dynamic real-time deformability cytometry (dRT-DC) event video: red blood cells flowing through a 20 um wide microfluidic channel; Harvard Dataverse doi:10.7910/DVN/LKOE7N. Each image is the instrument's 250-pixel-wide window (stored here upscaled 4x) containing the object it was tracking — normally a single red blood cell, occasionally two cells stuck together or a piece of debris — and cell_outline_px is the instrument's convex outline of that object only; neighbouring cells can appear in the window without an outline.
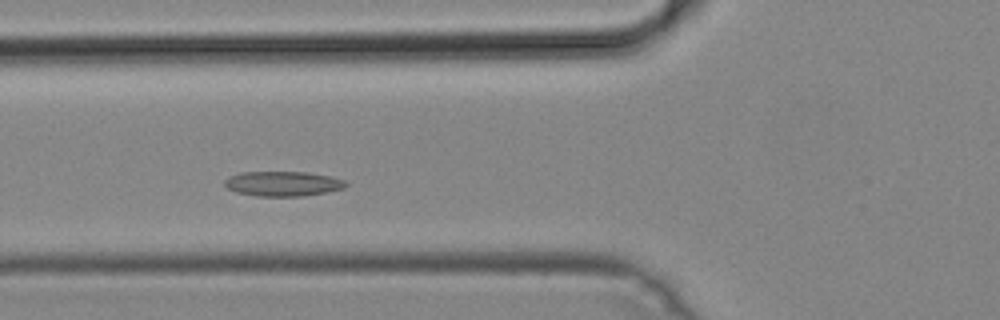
{"species": "common noctule bat (a hibernating species)", "species_latin": "Nyctalus noctula", "temperature_condition": "cold", "stored_images_in_passage": 36, "camera_frame_rate_fps": 3000, "um_per_image_px": 0.085, "animal": {"sex": "male", "body_mass_g": 19.2, "forearm_length_mm": 51.8}, "frame": {"image": 1, "passage_image": 11, "time_ms": 3.333, "image_size_px": [1000, 320], "cell_outline_px": [[348, 184], [344, 188], [328, 192], [304, 196], [256, 196], [236, 192], [228, 188], [224, 184], [224, 180], [228, 176], [240, 172], [308, 172], [332, 176], [348, 180]], "centroid_in_image_um": [24.09, 15.61], "position_along_channel_um": 101.7, "area_um2": 17.86}}
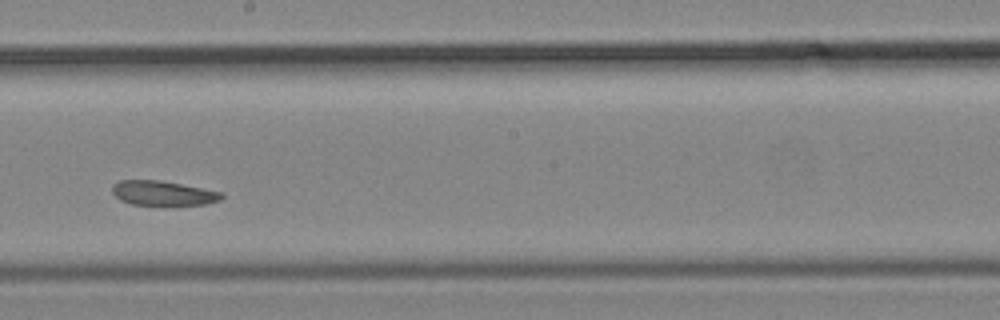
{"frame": {"image": 2, "passage_image": 21, "time_ms": 6.667, "image_size_px": [1000, 320], "cell_outline_px": [[224, 196], [220, 200], [204, 204], [132, 204], [120, 200], [112, 192], [112, 184], [120, 180], [160, 180], [220, 192]], "centroid_in_image_um": [13.79, 16.4], "position_along_channel_um": 234.4, "area_um2": 15.26}}
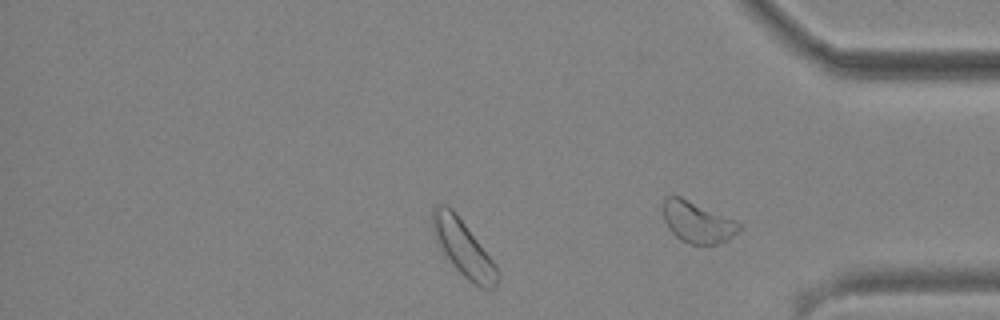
{"frame": {"image": 3, "passage_image": 32, "time_ms": 10.333, "image_size_px": [1000, 320], "cell_outline_px": [[500, 276], [496, 288], [480, 288], [468, 280], [452, 264], [444, 252], [432, 232], [432, 208], [436, 204], [448, 204], [456, 212], [496, 264], [500, 272]], "centroid_in_image_um": [39.4, 21.07], "position_along_channel_um": 395.8, "area_um2": 21.21}}